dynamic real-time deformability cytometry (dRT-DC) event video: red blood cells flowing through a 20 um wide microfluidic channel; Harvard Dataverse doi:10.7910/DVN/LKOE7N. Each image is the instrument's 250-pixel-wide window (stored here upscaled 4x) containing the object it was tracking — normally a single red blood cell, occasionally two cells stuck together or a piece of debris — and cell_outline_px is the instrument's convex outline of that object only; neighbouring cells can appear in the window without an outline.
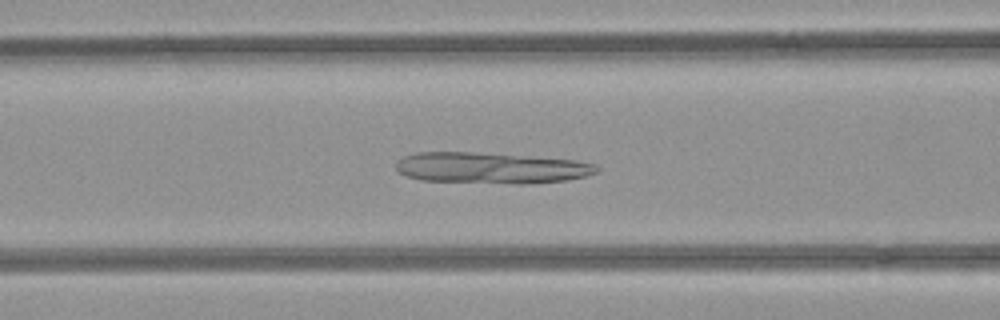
{"species": "common noctule bat (a hibernating species)", "species_latin": "Nyctalus noctula", "temperature_condition": "room temperature", "stored_images_in_passage": 44, "camera_frame_rate_fps": 3000, "um_per_image_px": 0.085, "animal": {"sex": "female", "body_mass_g": 21.9}, "frame": {"image": 1, "passage_image": 16, "time_ms": 5.0, "image_size_px": [1000, 320], "cell_outline_px": [[600, 168], [596, 172], [584, 176], [568, 180], [524, 184], [516, 184], [420, 180], [404, 176], [396, 168], [396, 160], [404, 156], [416, 152], [472, 152], [576, 160], [596, 164]], "centroid_in_image_um": [41.71, 14.28], "position_along_channel_um": 124.9, "area_um2": 36.41}}
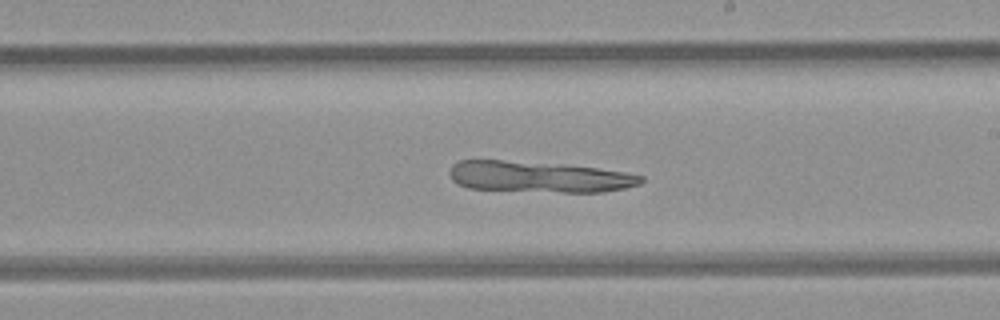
{"frame": {"image": 2, "passage_image": 25, "time_ms": 8.0, "image_size_px": [1000, 320], "cell_outline_px": [[644, 180], [640, 184], [624, 188], [604, 192], [560, 192], [468, 188], [452, 180], [448, 172], [452, 164], [460, 160], [504, 160], [564, 164], [596, 168], [624, 172], [644, 176]], "centroid_in_image_um": [45.81, 15.02], "position_along_channel_um": 243.2, "area_um2": 34.68}}
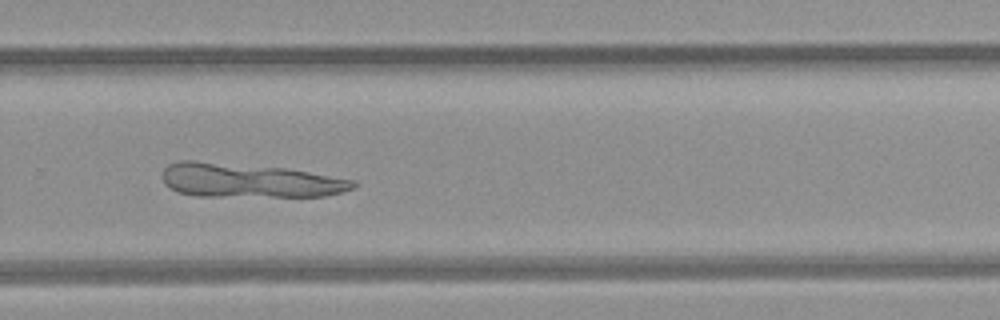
{"frame": {"image": 3, "passage_image": 30, "time_ms": 9.667, "image_size_px": [1000, 320], "cell_outline_px": [[356, 188], [324, 196], [196, 196], [176, 192], [164, 184], [160, 176], [164, 168], [168, 164], [180, 160], [196, 160], [288, 168], [356, 180]], "centroid_in_image_um": [21.13, 15.33], "position_along_channel_um": 308.7, "area_um2": 38.38}}